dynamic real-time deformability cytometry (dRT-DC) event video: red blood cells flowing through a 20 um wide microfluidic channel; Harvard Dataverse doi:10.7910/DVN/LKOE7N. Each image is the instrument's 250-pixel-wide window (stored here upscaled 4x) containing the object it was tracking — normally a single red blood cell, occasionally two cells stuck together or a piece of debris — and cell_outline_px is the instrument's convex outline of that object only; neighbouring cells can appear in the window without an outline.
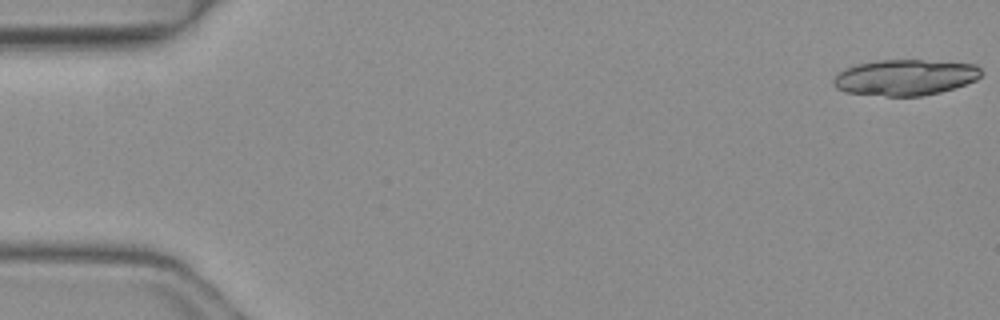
{"species": "common noctule bat (a hibernating species)", "species_latin": "Nyctalus noctula", "temperature_condition": "warm", "stored_images_in_passage": 17, "camera_frame_rate_fps": 3000, "um_per_image_px": 0.085, "animal": {"sex": "female", "body_mass_g": 19.3, "forearm_length_mm": 54.1}, "frame": {"image": 1, "passage_image": 1, "time_ms": 0.0, "image_size_px": [1000, 320], "cell_outline_px": [[980, 76], [976, 80], [940, 92], [920, 96], [884, 96], [844, 92], [836, 88], [832, 84], [832, 80], [844, 68], [856, 64], [876, 60], [920, 60], [976, 64], [980, 68]], "centroid_in_image_um": [76.88, 6.58], "position_along_channel_um": 8.1, "area_um2": 30.87}}